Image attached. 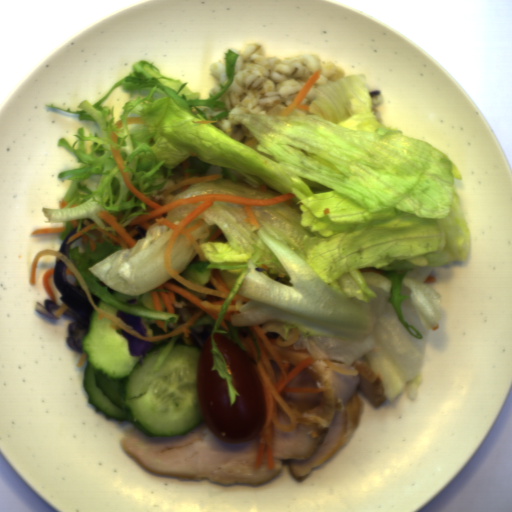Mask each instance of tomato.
Returning a JSON list of instances; mask_svg holds the SVG:
<instances>
[{"mask_svg":"<svg viewBox=\"0 0 512 512\" xmlns=\"http://www.w3.org/2000/svg\"><path fill=\"white\" fill-rule=\"evenodd\" d=\"M231 384L241 396L230 404L227 380L212 370L214 357L210 334L203 345L195 375L196 392L207 429L221 442L240 444L260 435L266 421L267 405L261 376L247 354L226 335L214 333Z\"/></svg>","mask_w":512,"mask_h":512,"instance_id":"1","label":"tomato"}]
</instances>
